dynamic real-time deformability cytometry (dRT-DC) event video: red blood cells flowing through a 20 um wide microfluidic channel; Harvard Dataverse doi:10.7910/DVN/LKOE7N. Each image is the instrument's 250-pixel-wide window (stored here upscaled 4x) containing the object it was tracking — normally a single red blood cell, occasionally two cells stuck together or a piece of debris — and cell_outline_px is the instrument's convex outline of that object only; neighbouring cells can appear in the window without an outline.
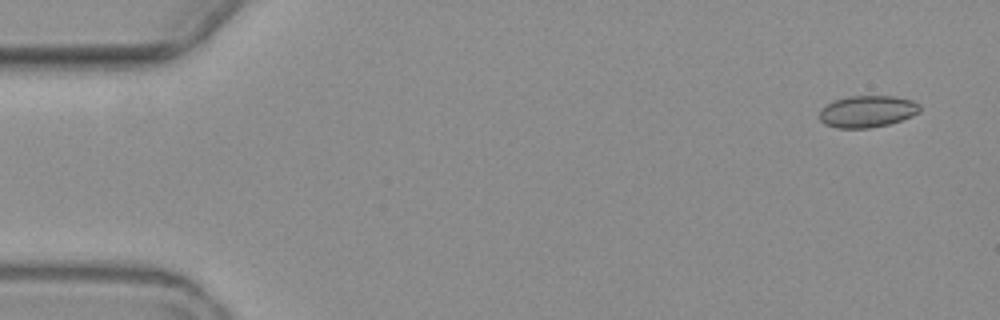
{"species": "common noctule bat (a hibernating species)", "species_latin": "Nyctalus noctula", "temperature_condition": "warm", "stored_images_in_passage": 4, "camera_frame_rate_fps": 3000, "um_per_image_px": 0.085, "animal": {"sex": "female", "body_mass_g": 19.3, "forearm_length_mm": 54.1}, "frame": {"image": 1, "passage_image": 1, "time_ms": 0.0, "image_size_px": [1000, 320], "cell_outline_px": [[920, 112], [912, 116], [888, 124], [868, 128], [836, 128], [824, 124], [820, 120], [820, 112], [832, 100], [848, 96], [896, 96], [912, 100], [920, 104]], "centroid_in_image_um": [73.73, 9.46], "position_along_channel_um": 11.3, "area_um2": 18.61}}